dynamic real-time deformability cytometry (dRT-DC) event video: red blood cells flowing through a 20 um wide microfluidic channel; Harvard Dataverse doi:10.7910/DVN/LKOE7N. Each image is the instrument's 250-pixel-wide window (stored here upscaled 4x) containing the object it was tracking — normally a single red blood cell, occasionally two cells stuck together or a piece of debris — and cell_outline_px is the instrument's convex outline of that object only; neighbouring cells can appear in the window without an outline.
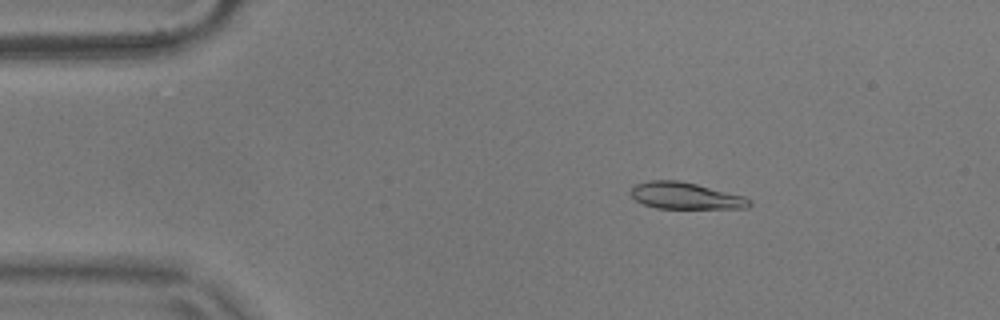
{"species": "common noctule bat (a hibernating species)", "species_latin": "Nyctalus noctula", "temperature_condition": "warm", "stored_images_in_passage": 54, "camera_frame_rate_fps": 3000, "um_per_image_px": 0.085, "animal": {"sex": "male", "body_mass_g": 17.9}, "frame": {"image": 1, "passage_image": 8, "time_ms": 2.333, "image_size_px": [1000, 320], "cell_outline_px": [[752, 204], [748, 208], [656, 208], [644, 204], [636, 200], [628, 192], [636, 184], [648, 180], [680, 180], [744, 196], [752, 200]], "centroid_in_image_um": [58.26, 16.64], "position_along_channel_um": 26.7, "area_um2": 18.44}}
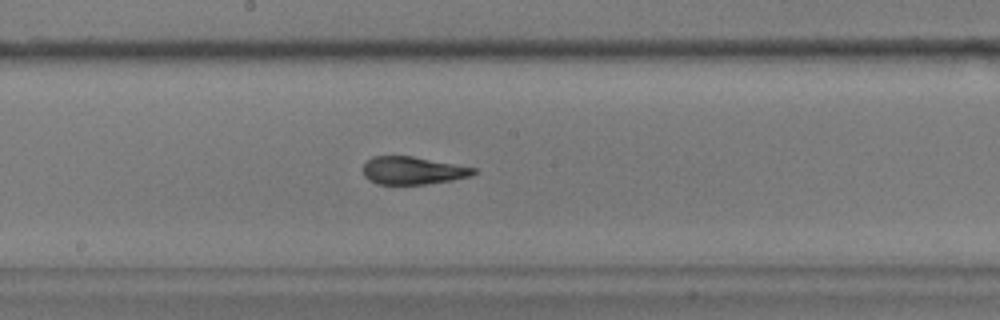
{"frame": {"image": 2, "passage_image": 28, "time_ms": 9.0, "image_size_px": [1000, 320], "cell_outline_px": [[476, 172], [468, 176], [452, 180], [428, 184], [376, 184], [368, 180], [364, 176], [364, 164], [372, 156], [412, 156], [476, 168]], "centroid_in_image_um": [35.05, 14.5], "position_along_channel_um": 213.1, "area_um2": 17.74}}
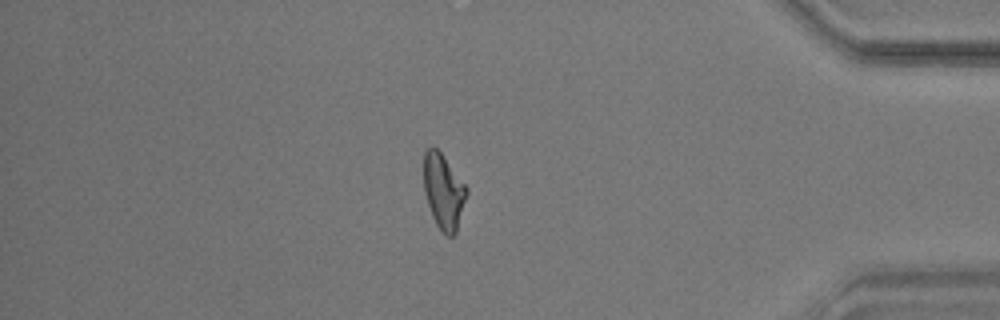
{"frame": {"image": 3, "passage_image": 46, "time_ms": 15.0, "image_size_px": [1000, 320], "cell_outline_px": [[468, 192], [456, 232], [452, 236], [448, 236], [436, 224], [432, 216], [424, 192], [424, 152], [432, 144], [440, 152], [468, 188]], "centroid_in_image_um": [37.7, 16.25], "position_along_channel_um": 397.5, "area_um2": 18.55}, "authors_computed_cell_mechanics": {"area_um2": 18.5827, "velocity_mm_per_s": 3.6734, "shape_relaxation_time_tau1_ms": 5.5673, "shape_relaxation_time_tau2_ms": 2.1348, "deformation_change_tau1": 0.2023, "deformation_change_tau2": 0.0833}}